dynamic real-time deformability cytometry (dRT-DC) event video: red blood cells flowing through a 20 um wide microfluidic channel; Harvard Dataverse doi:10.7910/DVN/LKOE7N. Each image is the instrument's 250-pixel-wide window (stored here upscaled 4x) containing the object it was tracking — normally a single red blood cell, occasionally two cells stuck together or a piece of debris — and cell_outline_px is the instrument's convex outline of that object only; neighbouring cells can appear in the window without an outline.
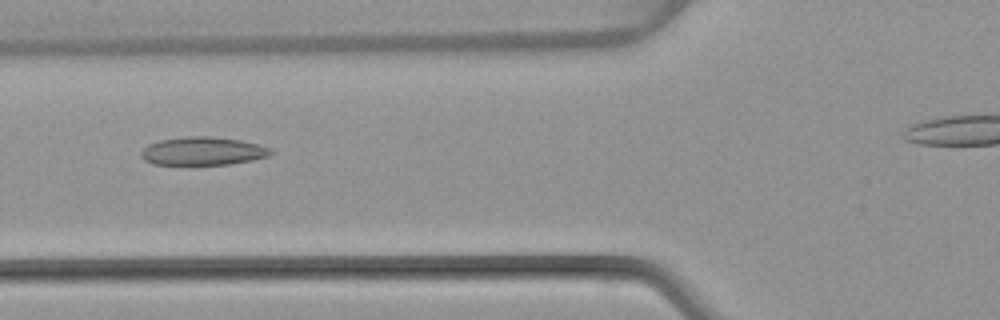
{"species": "common noctule bat (a hibernating species)", "species_latin": "Nyctalus noctula", "temperature_condition": "warm", "stored_images_in_passage": 34, "camera_frame_rate_fps": 3000, "um_per_image_px": 0.085, "animal": {"sex": "female", "body_mass_g": 22.7, "forearm_length_mm": 54.2}, "frame": {"image": 1, "passage_image": 9, "time_ms": 2.667, "image_size_px": [1000, 320], "cell_outline_px": [[272, 152], [268, 156], [252, 160], [232, 164], [152, 164], [144, 160], [140, 156], [140, 152], [148, 144], [160, 140], [188, 136], [208, 136], [240, 140], [260, 144], [268, 148]], "centroid_in_image_um": [17.21, 12.84], "position_along_channel_um": 108.6, "area_um2": 21.21}}
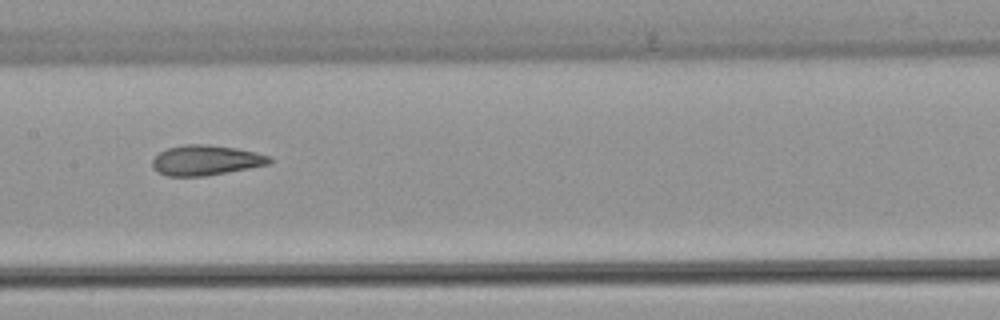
{"frame": {"image": 2, "passage_image": 15, "time_ms": 4.667, "image_size_px": [1000, 320], "cell_outline_px": [[272, 160], [268, 164], [248, 168], [204, 176], [168, 176], [152, 168], [152, 160], [160, 152], [168, 148], [184, 144], [208, 144], [236, 148], [256, 152], [272, 156]], "centroid_in_image_um": [17.5, 13.61], "position_along_channel_um": 189.9, "area_um2": 20.46}}
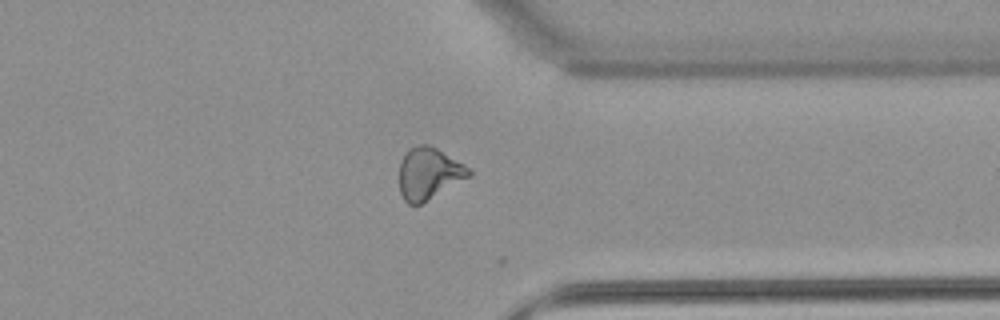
{"frame": {"image": 3, "passage_image": 29, "time_ms": 9.333, "image_size_px": [1000, 320], "cell_outline_px": [[472, 176], [420, 204], [408, 204], [404, 200], [400, 192], [400, 160], [412, 148], [420, 144], [428, 144], [436, 148], [464, 164], [472, 172]], "centroid_in_image_um": [36.47, 14.76], "position_along_channel_um": 374.9, "area_um2": 20.75}}